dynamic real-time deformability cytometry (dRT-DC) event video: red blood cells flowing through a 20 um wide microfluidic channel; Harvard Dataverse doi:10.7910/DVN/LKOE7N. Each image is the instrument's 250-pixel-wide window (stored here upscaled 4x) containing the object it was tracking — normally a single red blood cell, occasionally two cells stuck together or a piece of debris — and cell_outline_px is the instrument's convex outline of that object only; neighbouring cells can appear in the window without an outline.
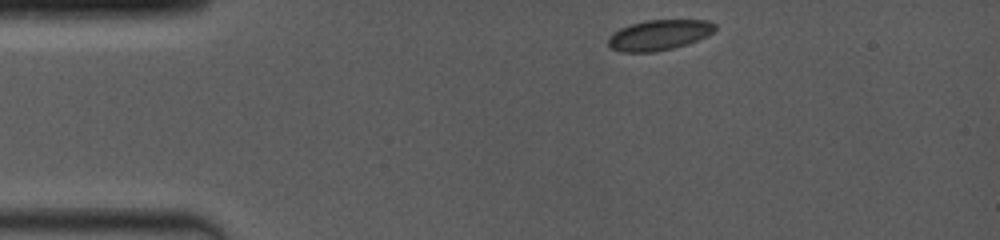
{"species": "common noctule bat (a hibernating species)", "species_latin": "Nyctalus noctula", "temperature_condition": "room temperature", "stored_images_in_passage": 46, "camera_frame_rate_fps": 4000, "um_per_image_px": 0.085, "animal": {"sex": "female", "body_mass_g": 19.0, "forearm_length_mm": 53.3}, "frame": {"image": 1, "passage_image": 1, "time_ms": 0.0, "image_size_px": [1000, 240], "cell_outline_px": [[716, 28], [708, 36], [688, 44], [656, 52], [620, 52], [612, 48], [608, 44], [608, 36], [612, 32], [620, 28], [632, 24], [648, 20], [708, 20], [716, 24]], "centroid_in_image_um": [56.02, 2.98], "position_along_channel_um": 29.0, "area_um2": 19.02}}
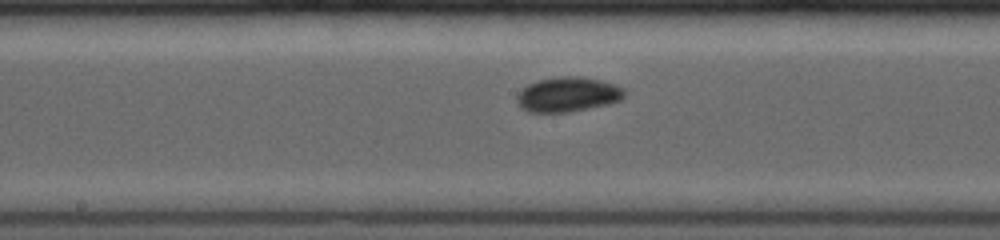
{"frame": {"image": 2, "passage_image": 23, "time_ms": 5.75, "image_size_px": [1000, 240], "cell_outline_px": [[624, 96], [620, 100], [608, 104], [568, 112], [528, 112], [520, 108], [516, 104], [516, 96], [528, 84], [540, 80], [560, 76], [580, 76], [600, 80], [616, 84], [624, 88]], "centroid_in_image_um": [48.25, 8.03], "position_along_channel_um": 199.9, "area_um2": 21.79}}
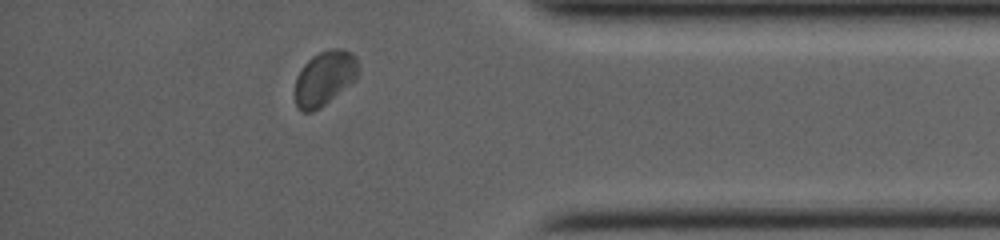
{"frame": {"image": 3, "passage_image": 40, "time_ms": 11.25, "image_size_px": [1000, 240], "cell_outline_px": [[360, 68], [356, 80], [320, 108], [312, 112], [304, 112], [296, 104], [296, 76], [300, 68], [312, 56], [320, 52], [332, 48], [344, 48], [352, 52], [356, 56]], "centroid_in_image_um": [27.63, 6.61], "position_along_channel_um": 407.6, "area_um2": 20.35}, "authors_computed_cell_mechanics": {"area_um2": 19.9988, "velocity_mm_per_s": 3.9773, "shape_relaxation_time_tau1_ms": 1.3742, "shape_relaxation_time_tau2_ms": null, "deformation_change_tau1": 0.0528, "deformation_change_tau2": null}}